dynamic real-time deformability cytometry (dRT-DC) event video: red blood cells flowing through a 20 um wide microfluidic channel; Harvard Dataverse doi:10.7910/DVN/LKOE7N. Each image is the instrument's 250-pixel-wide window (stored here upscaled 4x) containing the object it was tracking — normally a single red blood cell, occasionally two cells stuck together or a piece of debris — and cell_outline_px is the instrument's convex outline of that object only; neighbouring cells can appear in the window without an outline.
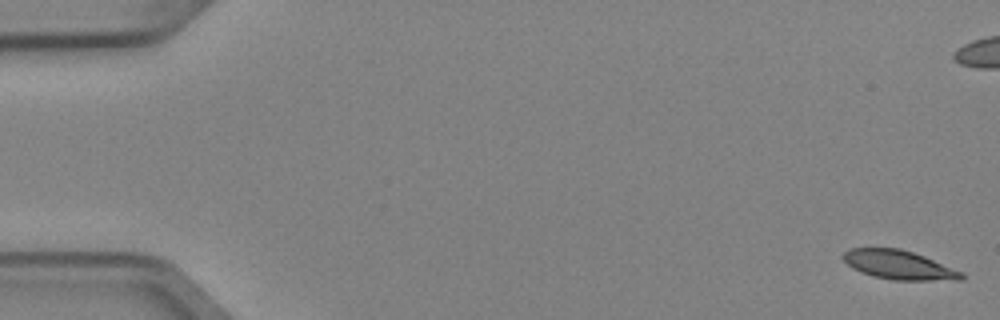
{"species": "Egyptian fruit bat (a non-hibernating species)", "species_latin": "Rousettus aegyptiacus", "temperature_condition": "cold", "stored_images_in_passage": 5, "camera_frame_rate_fps": 3000, "um_per_image_px": 0.085, "animal": {"sex": "female"}, "frame": {"image": 1, "passage_image": 1, "time_ms": 0.0, "image_size_px": [1000, 320], "cell_outline_px": [[964, 280], [892, 280], [872, 276], [860, 272], [852, 268], [840, 256], [848, 248], [900, 248], [924, 256], [964, 272]], "centroid_in_image_um": [76.4, 22.52], "position_along_channel_um": 8.6, "area_um2": 20.17}}